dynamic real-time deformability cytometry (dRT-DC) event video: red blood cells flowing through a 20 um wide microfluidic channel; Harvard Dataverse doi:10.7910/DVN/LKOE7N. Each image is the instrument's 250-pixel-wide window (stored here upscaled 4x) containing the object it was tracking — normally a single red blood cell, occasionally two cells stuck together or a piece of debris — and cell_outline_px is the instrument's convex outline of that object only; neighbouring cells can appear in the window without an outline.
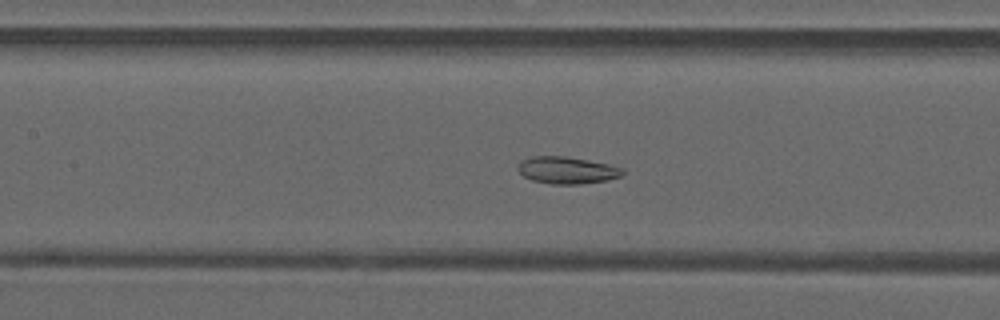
{"species": "common noctule bat (a hibernating species)", "species_latin": "Nyctalus noctula", "temperature_condition": "warm", "stored_images_in_passage": 39, "camera_frame_rate_fps": 3000, "um_per_image_px": 0.085, "animal": {"sex": "male", "forearm_length_mm": 52.5}, "frame": {"image": 1, "passage_image": 13, "time_ms": 4.0, "image_size_px": [1000, 320], "cell_outline_px": [[624, 172], [620, 176], [608, 180], [580, 184], [552, 184], [532, 180], [524, 176], [516, 168], [520, 160], [532, 156], [564, 156], [588, 160], [608, 164], [624, 168]], "centroid_in_image_um": [48.17, 14.46], "position_along_channel_um": 159.2, "area_um2": 16.53}}
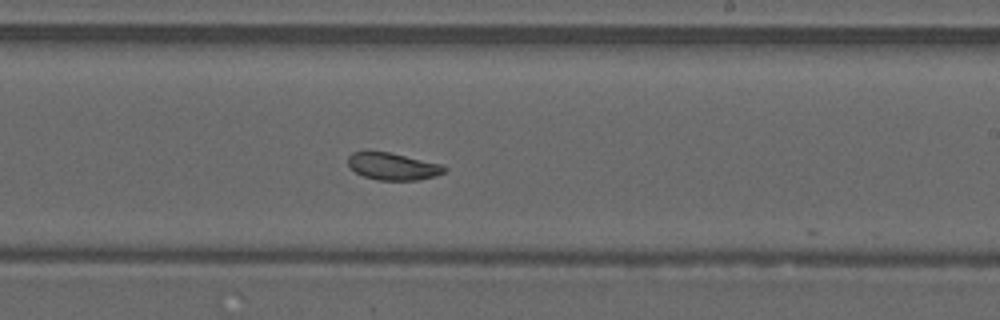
{"frame": {"image": 2, "passage_image": 20, "time_ms": 6.333, "image_size_px": [1000, 320], "cell_outline_px": [[448, 168], [444, 172], [436, 176], [416, 180], [376, 180], [364, 176], [348, 168], [348, 156], [352, 152], [368, 148], [388, 152], [440, 164]], "centroid_in_image_um": [33.3, 14.11], "position_along_channel_um": 255.7, "area_um2": 15.61}}
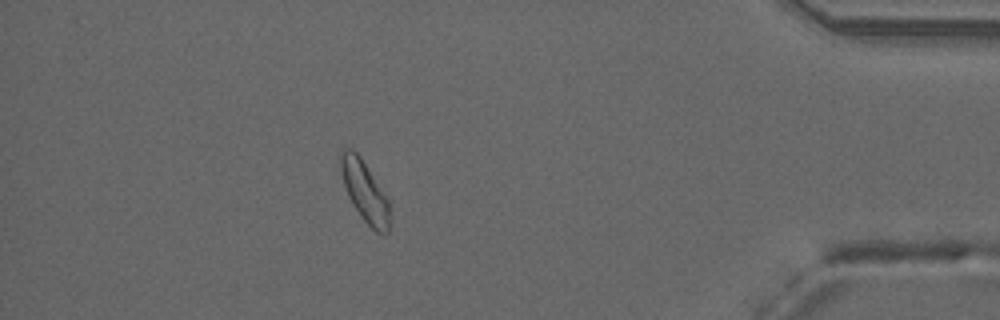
{"frame": {"image": 3, "passage_image": 34, "time_ms": 11.0, "image_size_px": [1000, 320], "cell_outline_px": [[388, 232], [376, 232], [364, 220], [352, 204], [348, 196], [340, 172], [340, 156], [348, 148], [352, 148], [360, 156], [388, 200]], "centroid_in_image_um": [30.96, 16.25], "position_along_channel_um": 404.2, "area_um2": 16.65}, "authors_computed_cell_mechanics": {"area_um2": 16.6464, "velocity_mm_per_s": 4.149, "shape_relaxation_time_tau1_ms": null, "shape_relaxation_time_tau2_ms": 1.9701, "deformation_change_tau1": null, "deformation_change_tau2": 0.0784}}